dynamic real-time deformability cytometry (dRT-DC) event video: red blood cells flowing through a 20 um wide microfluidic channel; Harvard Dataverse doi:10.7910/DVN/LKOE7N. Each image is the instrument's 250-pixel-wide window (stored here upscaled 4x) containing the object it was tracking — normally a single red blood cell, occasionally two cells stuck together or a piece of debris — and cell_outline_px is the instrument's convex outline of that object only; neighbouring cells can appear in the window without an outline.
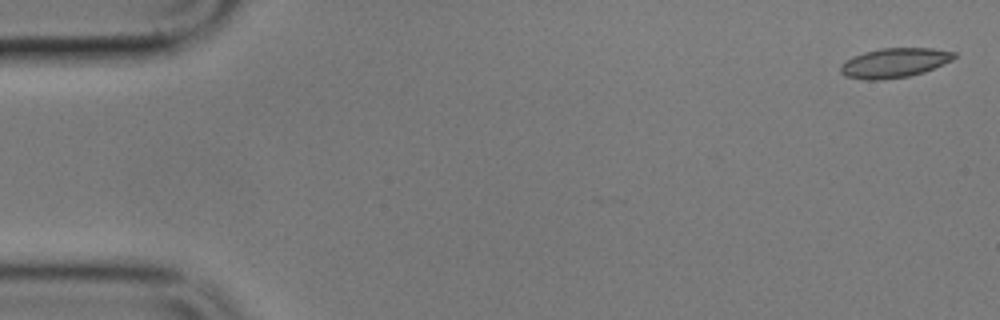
{"species": "common noctule bat (a hibernating species)", "species_latin": "Nyctalus noctula", "temperature_condition": "cold", "stored_images_in_passage": 3, "camera_frame_rate_fps": 3000, "um_per_image_px": 0.085, "animal": {"sex": "male", "body_mass_g": 17.9}, "frame": {"image": 1, "passage_image": 1, "time_ms": 0.0, "image_size_px": [1000, 320], "cell_outline_px": [[956, 56], [952, 60], [924, 72], [908, 76], [880, 80], [864, 80], [844, 76], [840, 72], [840, 64], [852, 56], [864, 52], [880, 48], [932, 48], [956, 52]], "centroid_in_image_um": [75.99, 5.34], "position_along_channel_um": 9.0, "area_um2": 19.65}}